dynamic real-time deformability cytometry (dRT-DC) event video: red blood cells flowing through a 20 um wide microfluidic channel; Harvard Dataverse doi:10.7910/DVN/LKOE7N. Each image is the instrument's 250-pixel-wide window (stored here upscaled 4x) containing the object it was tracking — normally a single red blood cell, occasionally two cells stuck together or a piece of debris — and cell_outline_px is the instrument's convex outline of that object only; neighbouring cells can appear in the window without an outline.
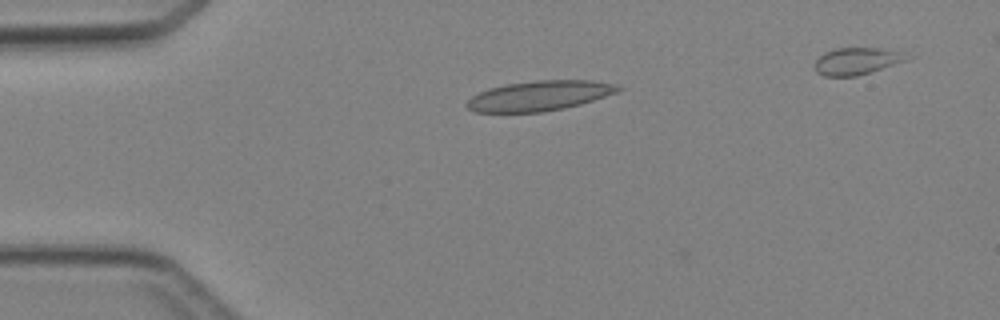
{"species": "Egyptian fruit bat (a non-hibernating species)", "species_latin": "Rousettus aegyptiacus", "temperature_condition": "cold", "stored_images_in_passage": 4, "camera_frame_rate_fps": 3000, "um_per_image_px": 0.085, "animal": {"sex": "female"}, "frame": {"image": 1, "passage_image": 3, "time_ms": 2.0, "image_size_px": [1000, 320], "cell_outline_px": [[624, 88], [616, 92], [580, 104], [564, 108], [544, 112], [476, 112], [468, 108], [464, 104], [472, 96], [488, 88], [504, 84], [536, 80], [592, 80], [620, 84]], "centroid_in_image_um": [45.86, 8.13], "position_along_channel_um": 39.1, "area_um2": 26.53}}